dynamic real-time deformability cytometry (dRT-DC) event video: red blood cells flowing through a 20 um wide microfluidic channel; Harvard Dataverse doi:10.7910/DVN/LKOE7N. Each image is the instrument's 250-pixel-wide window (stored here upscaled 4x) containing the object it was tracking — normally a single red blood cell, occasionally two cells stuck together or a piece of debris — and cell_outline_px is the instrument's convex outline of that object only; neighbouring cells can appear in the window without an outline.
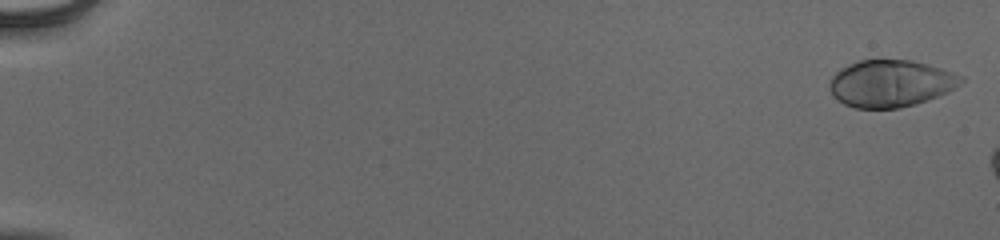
{"species": "human", "species_latin": "Homo sapiens", "temperature_condition": "cold", "stored_images_in_passage": 14, "camera_frame_rate_fps": 3000, "um_per_image_px": 0.085, "donor": {"sex": "male"}, "frame": {"image": 1, "passage_image": 2, "time_ms": 0.333, "image_size_px": [1000, 240], "cell_outline_px": [[964, 80], [960, 84], [948, 92], [916, 104], [900, 108], [856, 108], [844, 104], [836, 100], [832, 96], [828, 88], [828, 84], [832, 76], [840, 68], [848, 64], [860, 60], [912, 60], [928, 64], [964, 76]], "centroid_in_image_um": [75.67, 7.09], "position_along_channel_um": 9.3, "area_um2": 36.24}}